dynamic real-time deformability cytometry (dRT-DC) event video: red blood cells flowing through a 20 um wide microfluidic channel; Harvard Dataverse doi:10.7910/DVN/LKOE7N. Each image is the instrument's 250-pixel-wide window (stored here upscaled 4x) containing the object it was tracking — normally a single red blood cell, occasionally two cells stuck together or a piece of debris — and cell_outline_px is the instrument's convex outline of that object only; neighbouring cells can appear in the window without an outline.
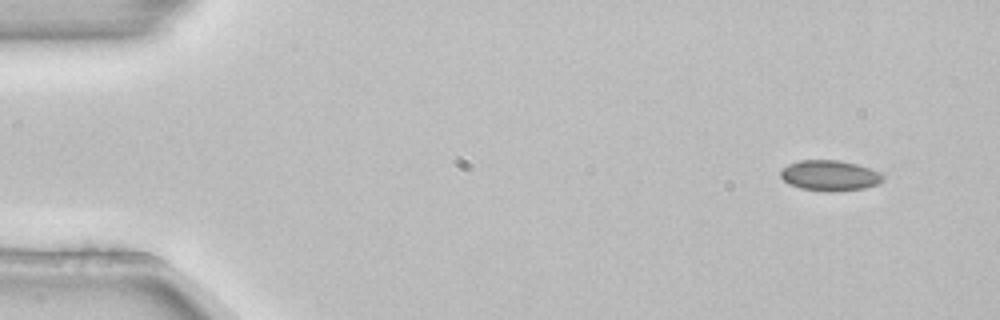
{"species": "common noctule bat (a hibernating species)", "species_latin": "Nyctalus noctula", "temperature_condition": "room temperature", "stored_images_in_passage": 3, "camera_frame_rate_fps": 3000, "um_per_image_px": 0.085, "animal": {"sex": "female", "body_mass_g": 22.7, "forearm_length_mm": 54.2}, "frame": {"image": 1, "passage_image": 1, "time_ms": 0.0, "image_size_px": [1000, 320], "cell_outline_px": [[884, 180], [876, 184], [864, 188], [828, 192], [800, 188], [788, 184], [780, 176], [780, 168], [788, 164], [800, 160], [840, 160], [856, 164], [880, 172], [884, 176]], "centroid_in_image_um": [70.49, 14.91], "position_along_channel_um": 14.5, "area_um2": 18.26}}
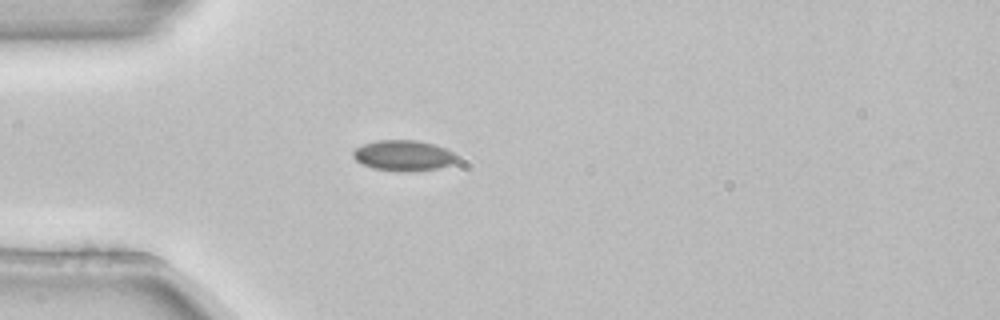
{"frame": {"image": 2, "passage_image": 3, "time_ms": 0.667, "image_size_px": [1000, 320], "cell_outline_px": [[456, 160], [452, 164], [436, 168], [412, 172], [404, 172], [372, 168], [356, 160], [352, 156], [352, 152], [356, 148], [364, 144], [380, 140], [416, 140], [436, 144], [452, 152], [456, 156]], "centroid_in_image_um": [34.29, 13.22], "position_along_channel_um": 50.7, "area_um2": 18.44}}